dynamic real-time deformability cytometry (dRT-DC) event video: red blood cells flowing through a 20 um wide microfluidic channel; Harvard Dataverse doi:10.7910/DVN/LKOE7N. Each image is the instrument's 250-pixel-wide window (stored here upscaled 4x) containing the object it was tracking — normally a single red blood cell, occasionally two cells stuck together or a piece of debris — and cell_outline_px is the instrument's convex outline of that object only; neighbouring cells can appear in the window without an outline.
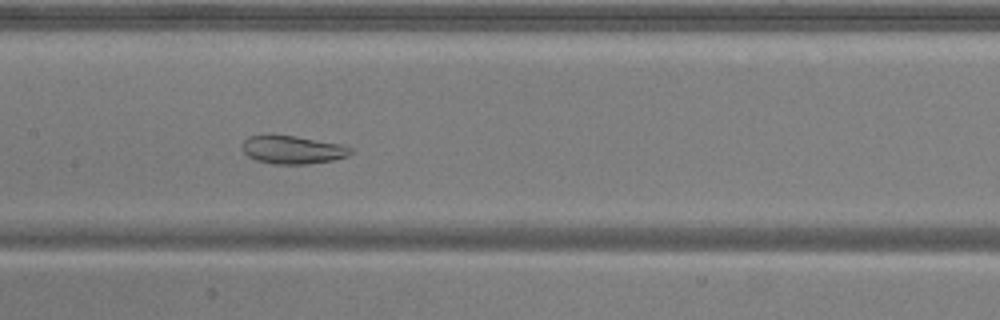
{"species": "common noctule bat (a hibernating species)", "species_latin": "Nyctalus noctula", "temperature_condition": "warm", "stored_images_in_passage": 39, "camera_frame_rate_fps": 3000, "um_per_image_px": 0.085, "animal": {"sex": "male", "body_mass_g": 20.5, "forearm_length_mm": 52.5}, "frame": {"image": 1, "passage_image": 12, "time_ms": 3.667, "image_size_px": [1000, 320], "cell_outline_px": [[352, 152], [348, 156], [332, 160], [308, 164], [272, 164], [256, 160], [248, 156], [244, 152], [244, 140], [248, 136], [296, 136], [340, 144], [352, 148]], "centroid_in_image_um": [24.9, 12.75], "position_along_channel_um": 182.5, "area_um2": 17.46}}